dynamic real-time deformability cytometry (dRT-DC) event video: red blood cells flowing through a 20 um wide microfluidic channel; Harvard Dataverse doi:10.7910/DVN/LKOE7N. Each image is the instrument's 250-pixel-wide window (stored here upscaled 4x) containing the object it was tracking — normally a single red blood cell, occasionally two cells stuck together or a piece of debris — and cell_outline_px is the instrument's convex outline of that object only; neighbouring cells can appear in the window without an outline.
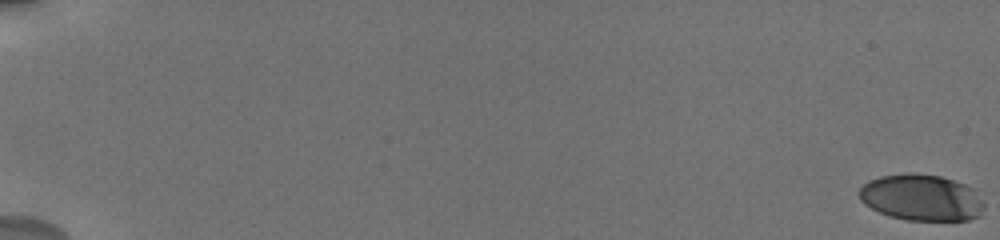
{"species": "human", "species_latin": "Homo sapiens", "temperature_condition": "cold", "stored_images_in_passage": 15, "camera_frame_rate_fps": 3000, "um_per_image_px": 0.085, "donor": {"sex": "male"}, "frame": {"image": 1, "passage_image": 1, "time_ms": 0.0, "image_size_px": [1000, 240], "cell_outline_px": [[984, 208], [976, 216], [968, 220], [908, 220], [892, 216], [880, 212], [872, 208], [860, 200], [860, 188], [868, 180], [880, 176], [908, 172], [912, 172], [940, 176], [976, 188], [984, 204]], "centroid_in_image_um": [78.34, 16.77], "position_along_channel_um": 6.7, "area_um2": 33.7}}
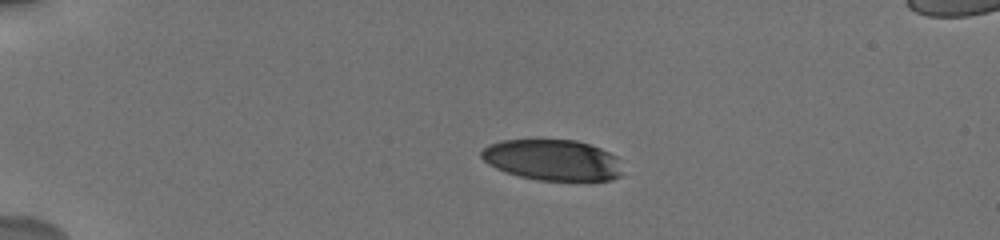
{"frame": {"image": 2, "passage_image": 11, "time_ms": 5.0, "image_size_px": [1000, 240], "cell_outline_px": [[620, 176], [612, 180], [540, 180], [520, 176], [496, 168], [488, 164], [480, 156], [480, 152], [488, 144], [500, 140], [536, 136], [576, 140], [600, 148], [616, 156], [620, 172]], "centroid_in_image_um": [46.88, 13.53], "position_along_channel_um": 38.1, "area_um2": 34.39}}
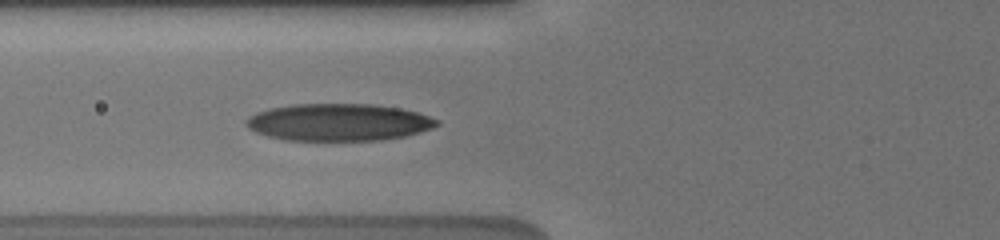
{"frame": {"image": 3, "passage_image": 15, "time_ms": 8.333, "image_size_px": [1000, 240], "cell_outline_px": [[440, 124], [432, 128], [420, 132], [404, 136], [380, 140], [284, 140], [268, 136], [256, 132], [248, 128], [244, 124], [244, 120], [248, 116], [256, 112], [268, 108], [292, 104], [372, 104], [400, 108], [416, 112], [440, 120]], "centroid_in_image_um": [28.74, 10.38], "position_along_channel_um": 97.1, "area_um2": 41.5}}